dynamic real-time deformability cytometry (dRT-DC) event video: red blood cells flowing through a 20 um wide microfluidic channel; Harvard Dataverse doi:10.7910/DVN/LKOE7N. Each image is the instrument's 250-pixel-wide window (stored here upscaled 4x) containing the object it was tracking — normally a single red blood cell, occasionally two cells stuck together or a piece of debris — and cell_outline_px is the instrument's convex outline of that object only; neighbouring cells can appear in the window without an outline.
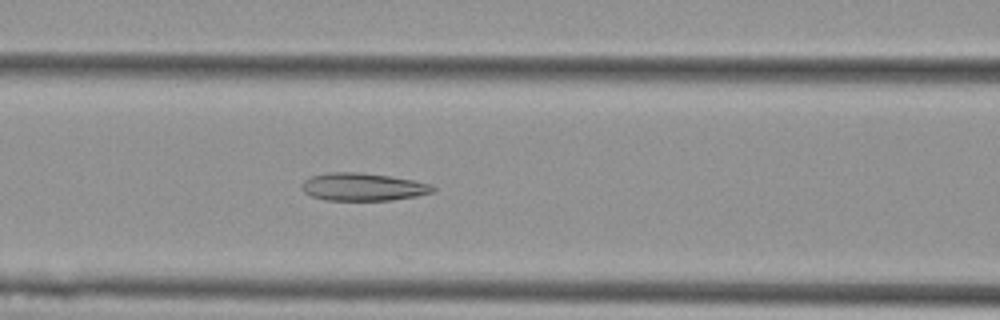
{"species": "Egyptian fruit bat (a non-hibernating species)", "species_latin": "Rousettus aegyptiacus", "temperature_condition": "cold", "stored_images_in_passage": 43, "camera_frame_rate_fps": 3000, "um_per_image_px": 0.085, "animal": {"sex": "female"}, "frame": {"image": 1, "passage_image": 12, "time_ms": 3.667, "image_size_px": [1000, 320], "cell_outline_px": [[436, 188], [432, 192], [416, 196], [392, 200], [328, 200], [312, 196], [304, 192], [304, 180], [312, 176], [328, 172], [360, 172], [388, 176], [412, 180], [432, 184]], "centroid_in_image_um": [30.88, 15.88], "position_along_channel_um": 135.7, "area_um2": 20.92}}
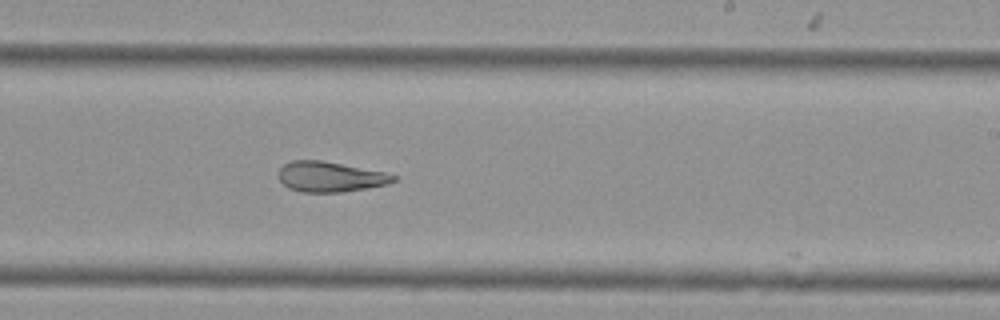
{"frame": {"image": 2, "passage_image": 22, "time_ms": 7.0, "image_size_px": [1000, 320], "cell_outline_px": [[396, 180], [388, 184], [368, 188], [340, 192], [300, 192], [288, 188], [280, 180], [280, 168], [284, 164], [292, 160], [320, 160], [384, 172], [396, 176]], "centroid_in_image_um": [28.06, 15.03], "position_along_channel_um": 260.9, "area_um2": 20.06}}
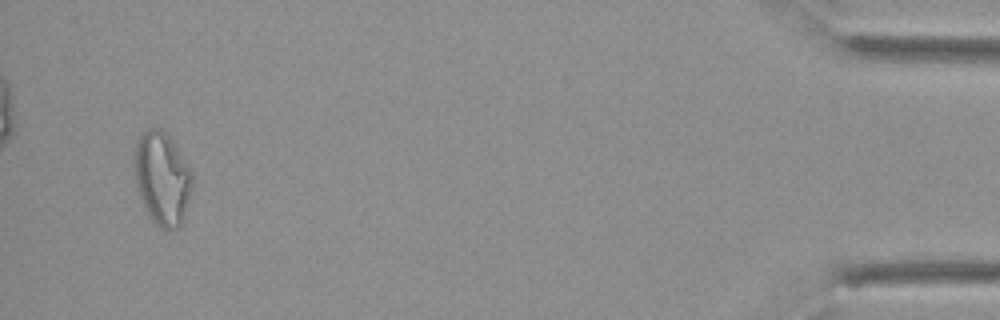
{"frame": {"image": 3, "passage_image": 41, "time_ms": 13.333, "image_size_px": [1000, 320], "cell_outline_px": [[192, 188], [184, 216], [180, 228], [160, 228], [152, 220], [144, 208], [136, 184], [132, 164], [132, 156], [136, 140], [148, 128], [160, 128], [168, 136], [192, 172]], "centroid_in_image_um": [13.74, 15.16], "position_along_channel_um": 421.5, "area_um2": 31.39}, "authors_computed_cell_mechanics": {"area_um2": 22.831, "velocity_mm_per_s": 3.7796, "shape_relaxation_time_tau1_ms": null, "shape_relaxation_time_tau2_ms": 2.1288, "deformation_change_tau1": null, "deformation_change_tau2": 0.0944}}